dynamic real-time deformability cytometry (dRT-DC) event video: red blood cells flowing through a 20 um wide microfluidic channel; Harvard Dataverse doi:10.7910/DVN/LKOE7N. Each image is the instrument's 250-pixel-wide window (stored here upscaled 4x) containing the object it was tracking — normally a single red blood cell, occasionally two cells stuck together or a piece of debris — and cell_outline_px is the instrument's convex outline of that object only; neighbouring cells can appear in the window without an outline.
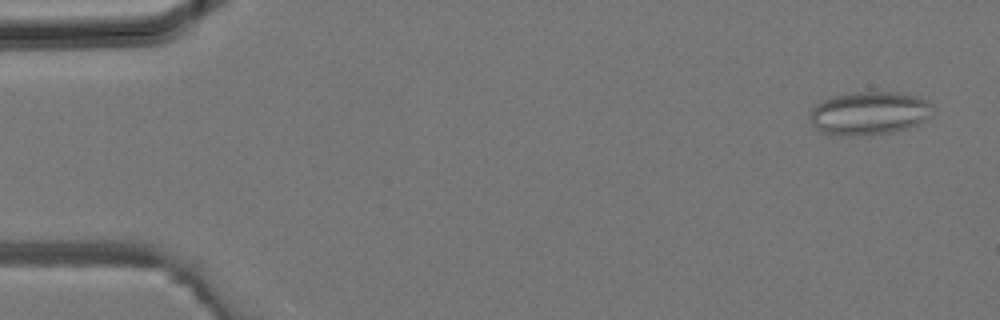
{"species": "common noctule bat (a hibernating species)", "species_latin": "Nyctalus noctula", "temperature_condition": "room temperature", "stored_images_in_passage": 38, "camera_frame_rate_fps": 3000, "um_per_image_px": 0.085, "animal": {"sex": "male", "body_mass_g": 19.2, "forearm_length_mm": 51.8}, "frame": {"image": 1, "passage_image": 2, "time_ms": 0.333, "image_size_px": [1000, 320], "cell_outline_px": [[932, 116], [908, 128], [892, 132], [848, 136], [844, 136], [820, 132], [808, 120], [808, 116], [812, 108], [816, 104], [832, 96], [852, 92], [900, 92], [916, 96], [928, 100], [932, 104]], "centroid_in_image_um": [73.86, 9.61], "position_along_channel_um": 11.1, "area_um2": 31.21}}
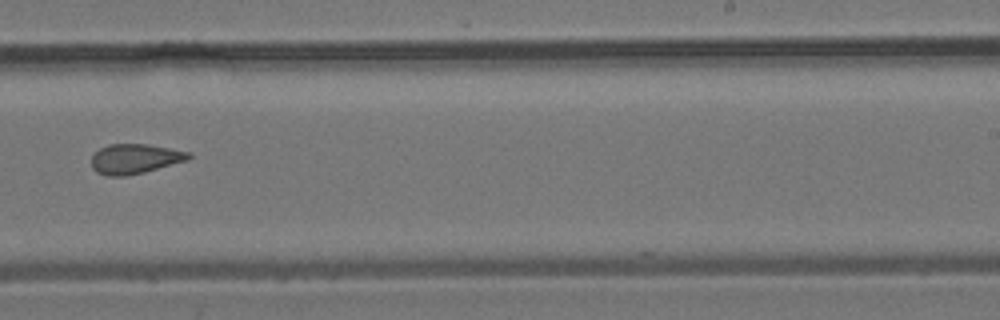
{"frame": {"image": 2, "passage_image": 24, "time_ms": 7.667, "image_size_px": [1000, 320], "cell_outline_px": [[192, 156], [188, 160], [144, 172], [124, 176], [108, 176], [96, 172], [92, 168], [92, 156], [100, 148], [108, 144], [148, 144], [192, 152]], "centroid_in_image_um": [11.48, 13.49], "position_along_channel_um": 277.5, "area_um2": 16.94}}
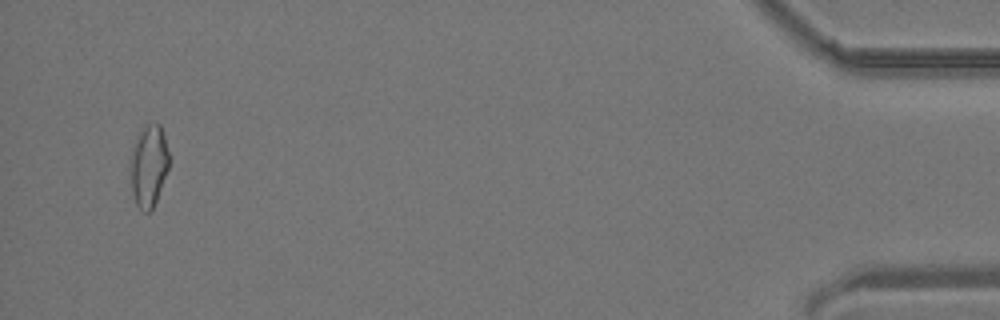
{"frame": {"image": 3, "passage_image": 37, "time_ms": 12.0, "image_size_px": [1000, 320], "cell_outline_px": [[168, 168], [156, 200], [152, 208], [148, 212], [144, 212], [136, 204], [132, 192], [132, 148], [136, 136], [144, 124], [160, 124], [164, 136], [168, 152]], "centroid_in_image_um": [12.64, 14.06], "position_along_channel_um": 422.6, "area_um2": 17.92}}